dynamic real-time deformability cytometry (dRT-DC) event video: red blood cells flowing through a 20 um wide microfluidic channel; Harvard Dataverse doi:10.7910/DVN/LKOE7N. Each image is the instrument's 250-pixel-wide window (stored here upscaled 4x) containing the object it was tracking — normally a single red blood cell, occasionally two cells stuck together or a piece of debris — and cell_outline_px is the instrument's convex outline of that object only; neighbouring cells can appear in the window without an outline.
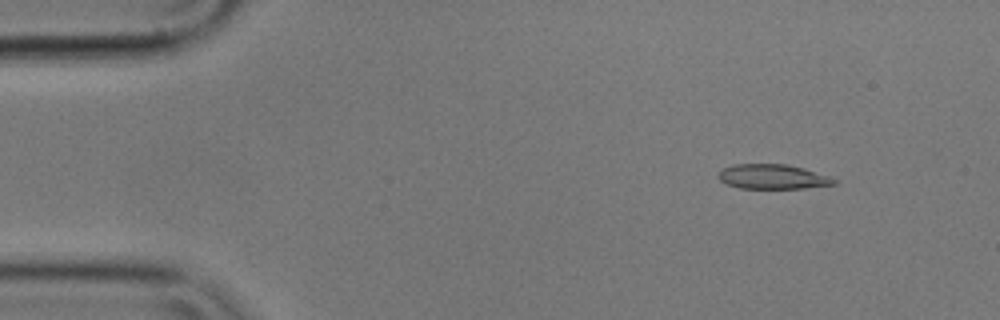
{"species": "common noctule bat (a hibernating species)", "species_latin": "Nyctalus noctula", "temperature_condition": "cold", "stored_images_in_passage": 9, "camera_frame_rate_fps": 3000, "um_per_image_px": 0.085, "animal": {"sex": "male", "body_mass_g": 17.9}, "frame": {"image": 1, "passage_image": 2, "time_ms": 0.333, "image_size_px": [1000, 320], "cell_outline_px": [[840, 180], [836, 184], [804, 188], [740, 188], [728, 184], [720, 180], [716, 176], [724, 168], [732, 164], [784, 164], [804, 168], [832, 176]], "centroid_in_image_um": [65.74, 15.02], "position_along_channel_um": 19.3, "area_um2": 16.76}}
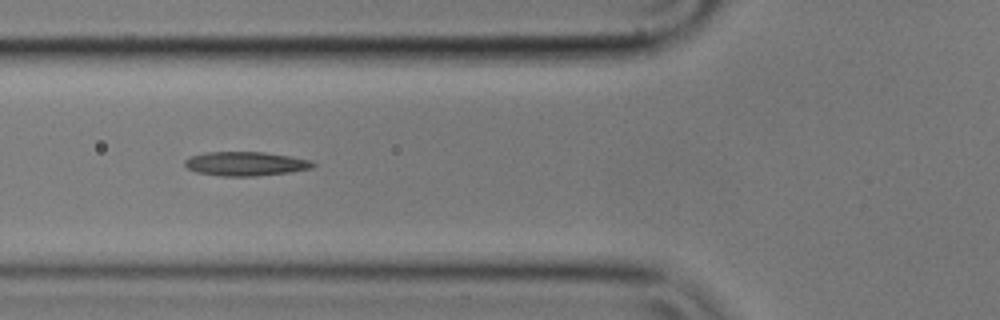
{"frame": {"image": 2, "passage_image": 6, "time_ms": 1.667, "image_size_px": [1000, 320], "cell_outline_px": [[316, 164], [312, 168], [292, 172], [256, 176], [220, 176], [196, 172], [188, 168], [184, 164], [184, 160], [192, 156], [204, 152], [264, 152], [292, 156], [312, 160]], "centroid_in_image_um": [20.91, 13.92], "position_along_channel_um": 104.9, "area_um2": 18.15}}
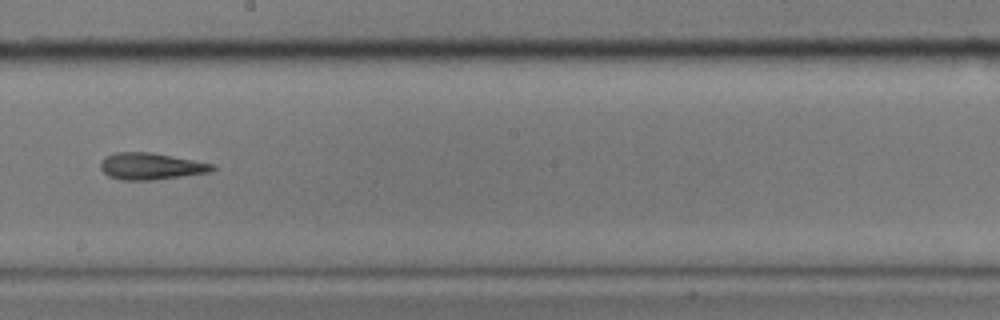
{"frame": {"image": 3, "passage_image": 9, "time_ms": 2.667, "image_size_px": [1000, 320], "cell_outline_px": [[216, 168], [208, 172], [152, 180], [120, 180], [108, 176], [100, 168], [100, 160], [104, 156], [116, 152], [152, 152], [212, 164]], "centroid_in_image_um": [12.73, 14.12], "position_along_channel_um": 235.5, "area_um2": 17.28}}